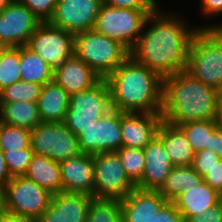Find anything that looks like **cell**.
<instances>
[{"label":"cell","instance_id":"6da1fadb","mask_svg":"<svg viewBox=\"0 0 222 222\" xmlns=\"http://www.w3.org/2000/svg\"><path fill=\"white\" fill-rule=\"evenodd\" d=\"M160 10L148 16L130 56L164 78L187 69L191 41L201 27H189L173 11Z\"/></svg>","mask_w":222,"mask_h":222},{"label":"cell","instance_id":"7a4b0ae2","mask_svg":"<svg viewBox=\"0 0 222 222\" xmlns=\"http://www.w3.org/2000/svg\"><path fill=\"white\" fill-rule=\"evenodd\" d=\"M163 121L174 126L199 120L220 121L219 91L186 70L163 78Z\"/></svg>","mask_w":222,"mask_h":222},{"label":"cell","instance_id":"3957f363","mask_svg":"<svg viewBox=\"0 0 222 222\" xmlns=\"http://www.w3.org/2000/svg\"><path fill=\"white\" fill-rule=\"evenodd\" d=\"M111 107L120 112L161 114L163 78L129 56L106 79Z\"/></svg>","mask_w":222,"mask_h":222},{"label":"cell","instance_id":"277c9868","mask_svg":"<svg viewBox=\"0 0 222 222\" xmlns=\"http://www.w3.org/2000/svg\"><path fill=\"white\" fill-rule=\"evenodd\" d=\"M187 72L216 90L222 88V28H199L192 38Z\"/></svg>","mask_w":222,"mask_h":222},{"label":"cell","instance_id":"5b68a950","mask_svg":"<svg viewBox=\"0 0 222 222\" xmlns=\"http://www.w3.org/2000/svg\"><path fill=\"white\" fill-rule=\"evenodd\" d=\"M74 55L106 79L130 56V51L120 42L91 29L75 34Z\"/></svg>","mask_w":222,"mask_h":222},{"label":"cell","instance_id":"8992f818","mask_svg":"<svg viewBox=\"0 0 222 222\" xmlns=\"http://www.w3.org/2000/svg\"><path fill=\"white\" fill-rule=\"evenodd\" d=\"M153 11L117 8L102 4L93 29L120 42L131 51L142 33L148 16Z\"/></svg>","mask_w":222,"mask_h":222},{"label":"cell","instance_id":"52a82bcc","mask_svg":"<svg viewBox=\"0 0 222 222\" xmlns=\"http://www.w3.org/2000/svg\"><path fill=\"white\" fill-rule=\"evenodd\" d=\"M111 109L109 86L102 79L91 89L69 96V108L64 123L78 137L84 129Z\"/></svg>","mask_w":222,"mask_h":222},{"label":"cell","instance_id":"ba28073f","mask_svg":"<svg viewBox=\"0 0 222 222\" xmlns=\"http://www.w3.org/2000/svg\"><path fill=\"white\" fill-rule=\"evenodd\" d=\"M34 154L62 162L82 154L78 137L62 123H40L31 130Z\"/></svg>","mask_w":222,"mask_h":222},{"label":"cell","instance_id":"9c48e42d","mask_svg":"<svg viewBox=\"0 0 222 222\" xmlns=\"http://www.w3.org/2000/svg\"><path fill=\"white\" fill-rule=\"evenodd\" d=\"M93 159L94 198L122 200L136 188L116 151L95 154Z\"/></svg>","mask_w":222,"mask_h":222},{"label":"cell","instance_id":"30bf717a","mask_svg":"<svg viewBox=\"0 0 222 222\" xmlns=\"http://www.w3.org/2000/svg\"><path fill=\"white\" fill-rule=\"evenodd\" d=\"M7 212L36 220L49 207L52 194L25 176L11 178L5 185Z\"/></svg>","mask_w":222,"mask_h":222},{"label":"cell","instance_id":"8fae6325","mask_svg":"<svg viewBox=\"0 0 222 222\" xmlns=\"http://www.w3.org/2000/svg\"><path fill=\"white\" fill-rule=\"evenodd\" d=\"M74 37L75 34L44 22L37 27L26 46L55 69L74 55Z\"/></svg>","mask_w":222,"mask_h":222},{"label":"cell","instance_id":"7c38bea8","mask_svg":"<svg viewBox=\"0 0 222 222\" xmlns=\"http://www.w3.org/2000/svg\"><path fill=\"white\" fill-rule=\"evenodd\" d=\"M82 153L95 155L122 148L121 112L111 109L78 136Z\"/></svg>","mask_w":222,"mask_h":222},{"label":"cell","instance_id":"4fadbf2b","mask_svg":"<svg viewBox=\"0 0 222 222\" xmlns=\"http://www.w3.org/2000/svg\"><path fill=\"white\" fill-rule=\"evenodd\" d=\"M42 22L20 1L12 0L0 11V44L21 47Z\"/></svg>","mask_w":222,"mask_h":222},{"label":"cell","instance_id":"5bb4252c","mask_svg":"<svg viewBox=\"0 0 222 222\" xmlns=\"http://www.w3.org/2000/svg\"><path fill=\"white\" fill-rule=\"evenodd\" d=\"M102 0H58L49 23L73 34L94 28Z\"/></svg>","mask_w":222,"mask_h":222},{"label":"cell","instance_id":"9a60e30c","mask_svg":"<svg viewBox=\"0 0 222 222\" xmlns=\"http://www.w3.org/2000/svg\"><path fill=\"white\" fill-rule=\"evenodd\" d=\"M92 198L74 192L52 194L48 209L35 222H85Z\"/></svg>","mask_w":222,"mask_h":222},{"label":"cell","instance_id":"2e32d148","mask_svg":"<svg viewBox=\"0 0 222 222\" xmlns=\"http://www.w3.org/2000/svg\"><path fill=\"white\" fill-rule=\"evenodd\" d=\"M162 121V114L121 112L122 147L144 149Z\"/></svg>","mask_w":222,"mask_h":222},{"label":"cell","instance_id":"e0dca14e","mask_svg":"<svg viewBox=\"0 0 222 222\" xmlns=\"http://www.w3.org/2000/svg\"><path fill=\"white\" fill-rule=\"evenodd\" d=\"M145 167L142 178L135 184L141 190L158 191L174 165L165 152L163 141L156 135L143 149Z\"/></svg>","mask_w":222,"mask_h":222},{"label":"cell","instance_id":"ac0fdd59","mask_svg":"<svg viewBox=\"0 0 222 222\" xmlns=\"http://www.w3.org/2000/svg\"><path fill=\"white\" fill-rule=\"evenodd\" d=\"M62 191L94 196L93 155L80 154L59 163Z\"/></svg>","mask_w":222,"mask_h":222},{"label":"cell","instance_id":"d6986e66","mask_svg":"<svg viewBox=\"0 0 222 222\" xmlns=\"http://www.w3.org/2000/svg\"><path fill=\"white\" fill-rule=\"evenodd\" d=\"M121 201L122 222H154L169 202L158 191L135 188Z\"/></svg>","mask_w":222,"mask_h":222},{"label":"cell","instance_id":"ffe728a7","mask_svg":"<svg viewBox=\"0 0 222 222\" xmlns=\"http://www.w3.org/2000/svg\"><path fill=\"white\" fill-rule=\"evenodd\" d=\"M101 80L92 68L75 55L54 69V81L69 95L87 91Z\"/></svg>","mask_w":222,"mask_h":222},{"label":"cell","instance_id":"44dd1931","mask_svg":"<svg viewBox=\"0 0 222 222\" xmlns=\"http://www.w3.org/2000/svg\"><path fill=\"white\" fill-rule=\"evenodd\" d=\"M69 94L55 81L46 83L37 100L42 123L65 122L69 108Z\"/></svg>","mask_w":222,"mask_h":222},{"label":"cell","instance_id":"7402d4cb","mask_svg":"<svg viewBox=\"0 0 222 222\" xmlns=\"http://www.w3.org/2000/svg\"><path fill=\"white\" fill-rule=\"evenodd\" d=\"M157 136L163 141L165 152L174 166H192L195 153L178 126L162 121Z\"/></svg>","mask_w":222,"mask_h":222},{"label":"cell","instance_id":"603a6c76","mask_svg":"<svg viewBox=\"0 0 222 222\" xmlns=\"http://www.w3.org/2000/svg\"><path fill=\"white\" fill-rule=\"evenodd\" d=\"M218 192L204 181L179 195L173 203L185 222L193 215L202 214L206 209L218 204Z\"/></svg>","mask_w":222,"mask_h":222},{"label":"cell","instance_id":"cb8c5ba5","mask_svg":"<svg viewBox=\"0 0 222 222\" xmlns=\"http://www.w3.org/2000/svg\"><path fill=\"white\" fill-rule=\"evenodd\" d=\"M24 176L36 182L51 194L62 191L59 162L49 157L34 154Z\"/></svg>","mask_w":222,"mask_h":222},{"label":"cell","instance_id":"d4e9b609","mask_svg":"<svg viewBox=\"0 0 222 222\" xmlns=\"http://www.w3.org/2000/svg\"><path fill=\"white\" fill-rule=\"evenodd\" d=\"M0 122L34 129L41 123L37 102H0Z\"/></svg>","mask_w":222,"mask_h":222},{"label":"cell","instance_id":"484cf974","mask_svg":"<svg viewBox=\"0 0 222 222\" xmlns=\"http://www.w3.org/2000/svg\"><path fill=\"white\" fill-rule=\"evenodd\" d=\"M203 177L192 166H174L158 192L169 202L195 185H200Z\"/></svg>","mask_w":222,"mask_h":222},{"label":"cell","instance_id":"4316f807","mask_svg":"<svg viewBox=\"0 0 222 222\" xmlns=\"http://www.w3.org/2000/svg\"><path fill=\"white\" fill-rule=\"evenodd\" d=\"M21 80L45 85L54 81V68L26 45L20 47Z\"/></svg>","mask_w":222,"mask_h":222},{"label":"cell","instance_id":"83f0119b","mask_svg":"<svg viewBox=\"0 0 222 222\" xmlns=\"http://www.w3.org/2000/svg\"><path fill=\"white\" fill-rule=\"evenodd\" d=\"M221 121L199 120L178 125L184 132L194 153L209 148V136L221 125Z\"/></svg>","mask_w":222,"mask_h":222},{"label":"cell","instance_id":"f1b7e54d","mask_svg":"<svg viewBox=\"0 0 222 222\" xmlns=\"http://www.w3.org/2000/svg\"><path fill=\"white\" fill-rule=\"evenodd\" d=\"M85 222H122L121 201L93 197Z\"/></svg>","mask_w":222,"mask_h":222},{"label":"cell","instance_id":"f546056e","mask_svg":"<svg viewBox=\"0 0 222 222\" xmlns=\"http://www.w3.org/2000/svg\"><path fill=\"white\" fill-rule=\"evenodd\" d=\"M20 47H7L0 57V92L21 80Z\"/></svg>","mask_w":222,"mask_h":222},{"label":"cell","instance_id":"4dcf8cb0","mask_svg":"<svg viewBox=\"0 0 222 222\" xmlns=\"http://www.w3.org/2000/svg\"><path fill=\"white\" fill-rule=\"evenodd\" d=\"M31 130L0 122V148L21 150L31 146Z\"/></svg>","mask_w":222,"mask_h":222},{"label":"cell","instance_id":"1f68e13d","mask_svg":"<svg viewBox=\"0 0 222 222\" xmlns=\"http://www.w3.org/2000/svg\"><path fill=\"white\" fill-rule=\"evenodd\" d=\"M43 85L17 81L0 92V102H37Z\"/></svg>","mask_w":222,"mask_h":222},{"label":"cell","instance_id":"d6a6232c","mask_svg":"<svg viewBox=\"0 0 222 222\" xmlns=\"http://www.w3.org/2000/svg\"><path fill=\"white\" fill-rule=\"evenodd\" d=\"M121 159L126 175L136 184L141 178L145 167L143 149L122 147L116 151Z\"/></svg>","mask_w":222,"mask_h":222},{"label":"cell","instance_id":"836d02e7","mask_svg":"<svg viewBox=\"0 0 222 222\" xmlns=\"http://www.w3.org/2000/svg\"><path fill=\"white\" fill-rule=\"evenodd\" d=\"M4 159L11 177L24 176L34 155L31 146L21 150H3Z\"/></svg>","mask_w":222,"mask_h":222},{"label":"cell","instance_id":"e575fe53","mask_svg":"<svg viewBox=\"0 0 222 222\" xmlns=\"http://www.w3.org/2000/svg\"><path fill=\"white\" fill-rule=\"evenodd\" d=\"M42 23L49 22L58 0H20Z\"/></svg>","mask_w":222,"mask_h":222},{"label":"cell","instance_id":"d590c367","mask_svg":"<svg viewBox=\"0 0 222 222\" xmlns=\"http://www.w3.org/2000/svg\"><path fill=\"white\" fill-rule=\"evenodd\" d=\"M219 160L220 158L216 153L204 149L194 154L192 167L203 177Z\"/></svg>","mask_w":222,"mask_h":222},{"label":"cell","instance_id":"8d00e7d4","mask_svg":"<svg viewBox=\"0 0 222 222\" xmlns=\"http://www.w3.org/2000/svg\"><path fill=\"white\" fill-rule=\"evenodd\" d=\"M102 4L136 10H155L158 7L152 0H102Z\"/></svg>","mask_w":222,"mask_h":222},{"label":"cell","instance_id":"74e56055","mask_svg":"<svg viewBox=\"0 0 222 222\" xmlns=\"http://www.w3.org/2000/svg\"><path fill=\"white\" fill-rule=\"evenodd\" d=\"M203 181L217 192L222 190V160L208 170L203 176Z\"/></svg>","mask_w":222,"mask_h":222},{"label":"cell","instance_id":"f35d334b","mask_svg":"<svg viewBox=\"0 0 222 222\" xmlns=\"http://www.w3.org/2000/svg\"><path fill=\"white\" fill-rule=\"evenodd\" d=\"M154 222H185L173 202H168L156 215Z\"/></svg>","mask_w":222,"mask_h":222},{"label":"cell","instance_id":"ab89813d","mask_svg":"<svg viewBox=\"0 0 222 222\" xmlns=\"http://www.w3.org/2000/svg\"><path fill=\"white\" fill-rule=\"evenodd\" d=\"M187 222H222V206L218 203L202 214L193 215Z\"/></svg>","mask_w":222,"mask_h":222},{"label":"cell","instance_id":"60d3db41","mask_svg":"<svg viewBox=\"0 0 222 222\" xmlns=\"http://www.w3.org/2000/svg\"><path fill=\"white\" fill-rule=\"evenodd\" d=\"M200 8L204 15L208 18L222 15V0H199Z\"/></svg>","mask_w":222,"mask_h":222},{"label":"cell","instance_id":"b9f144b4","mask_svg":"<svg viewBox=\"0 0 222 222\" xmlns=\"http://www.w3.org/2000/svg\"><path fill=\"white\" fill-rule=\"evenodd\" d=\"M209 149L222 160V124L209 136Z\"/></svg>","mask_w":222,"mask_h":222},{"label":"cell","instance_id":"7bdbcfd3","mask_svg":"<svg viewBox=\"0 0 222 222\" xmlns=\"http://www.w3.org/2000/svg\"><path fill=\"white\" fill-rule=\"evenodd\" d=\"M11 178V174L8 171L6 161L4 159L3 150L0 148V186L5 187Z\"/></svg>","mask_w":222,"mask_h":222},{"label":"cell","instance_id":"ee69618b","mask_svg":"<svg viewBox=\"0 0 222 222\" xmlns=\"http://www.w3.org/2000/svg\"><path fill=\"white\" fill-rule=\"evenodd\" d=\"M0 222H35V220L24 216L7 213L0 219Z\"/></svg>","mask_w":222,"mask_h":222},{"label":"cell","instance_id":"f6af8a7d","mask_svg":"<svg viewBox=\"0 0 222 222\" xmlns=\"http://www.w3.org/2000/svg\"><path fill=\"white\" fill-rule=\"evenodd\" d=\"M7 207H6V190L5 187L0 186V219L6 215Z\"/></svg>","mask_w":222,"mask_h":222},{"label":"cell","instance_id":"bcb514c9","mask_svg":"<svg viewBox=\"0 0 222 222\" xmlns=\"http://www.w3.org/2000/svg\"><path fill=\"white\" fill-rule=\"evenodd\" d=\"M219 115L222 123V88L219 90Z\"/></svg>","mask_w":222,"mask_h":222},{"label":"cell","instance_id":"7dc6e473","mask_svg":"<svg viewBox=\"0 0 222 222\" xmlns=\"http://www.w3.org/2000/svg\"><path fill=\"white\" fill-rule=\"evenodd\" d=\"M12 0H0V11L3 10Z\"/></svg>","mask_w":222,"mask_h":222},{"label":"cell","instance_id":"c3c4849f","mask_svg":"<svg viewBox=\"0 0 222 222\" xmlns=\"http://www.w3.org/2000/svg\"><path fill=\"white\" fill-rule=\"evenodd\" d=\"M206 25H207V26H206ZM206 25L203 26V27L201 26V28H222V23H219V24H215V23H214V25H213V24H211V25H210V24H209V25L206 24Z\"/></svg>","mask_w":222,"mask_h":222},{"label":"cell","instance_id":"681fc988","mask_svg":"<svg viewBox=\"0 0 222 222\" xmlns=\"http://www.w3.org/2000/svg\"><path fill=\"white\" fill-rule=\"evenodd\" d=\"M218 203L222 206V190L218 191Z\"/></svg>","mask_w":222,"mask_h":222},{"label":"cell","instance_id":"f907efd6","mask_svg":"<svg viewBox=\"0 0 222 222\" xmlns=\"http://www.w3.org/2000/svg\"><path fill=\"white\" fill-rule=\"evenodd\" d=\"M6 48L7 47L5 45L0 44V57H1L2 53L5 51Z\"/></svg>","mask_w":222,"mask_h":222},{"label":"cell","instance_id":"816d5d0a","mask_svg":"<svg viewBox=\"0 0 222 222\" xmlns=\"http://www.w3.org/2000/svg\"><path fill=\"white\" fill-rule=\"evenodd\" d=\"M158 7H160L159 6V3H158V0H152Z\"/></svg>","mask_w":222,"mask_h":222}]
</instances>
